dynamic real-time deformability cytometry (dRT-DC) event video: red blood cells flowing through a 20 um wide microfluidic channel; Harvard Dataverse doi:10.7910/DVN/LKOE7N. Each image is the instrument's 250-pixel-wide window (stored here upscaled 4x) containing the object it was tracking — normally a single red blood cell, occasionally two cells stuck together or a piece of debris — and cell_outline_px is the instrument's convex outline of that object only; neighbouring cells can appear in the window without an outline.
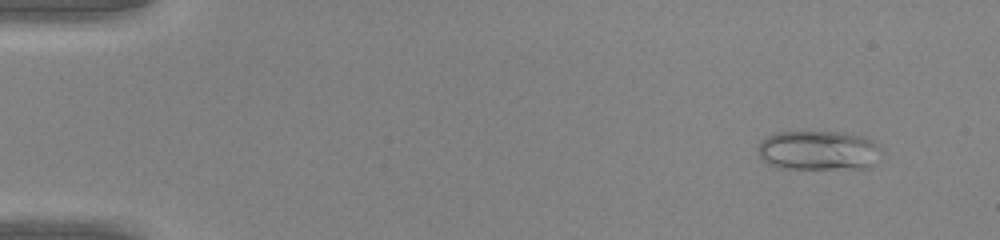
{"species": "common noctule bat (a hibernating species)", "species_latin": "Nyctalus noctula", "temperature_condition": "warm", "stored_images_in_passage": 16, "camera_frame_rate_fps": 3000, "um_per_image_px": 0.085, "animal": {"sex": "male", "body_mass_g": 20.0, "forearm_length_mm": 53.3}, "frame": {"image": 1, "passage_image": 5, "time_ms": 1.333, "image_size_px": [1000, 240], "cell_outline_px": [[884, 148], [872, 164], [868, 168], [776, 168], [760, 160], [760, 140], [776, 132], [844, 132], [864, 136], [872, 140]], "centroid_in_image_um": [69.59, 12.78], "position_along_channel_um": 15.4, "area_um2": 28.55}}